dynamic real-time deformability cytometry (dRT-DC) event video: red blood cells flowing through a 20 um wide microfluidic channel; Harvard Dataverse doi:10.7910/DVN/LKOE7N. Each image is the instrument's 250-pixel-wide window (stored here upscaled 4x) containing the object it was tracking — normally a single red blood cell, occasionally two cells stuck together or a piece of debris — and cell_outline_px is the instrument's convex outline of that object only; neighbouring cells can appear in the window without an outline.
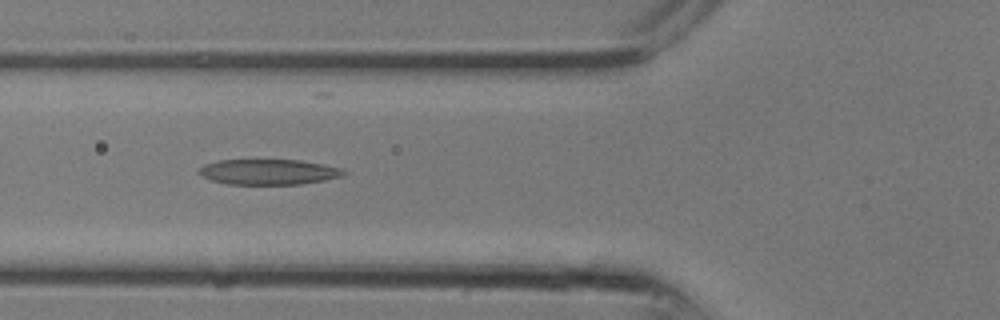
{"species": "common noctule bat (a hibernating species)", "species_latin": "Nyctalus noctula", "temperature_condition": "room temperature", "stored_images_in_passage": 5, "camera_frame_rate_fps": 3000, "um_per_image_px": 0.085, "animal": {"sex": "male", "body_mass_g": 13.3}, "frame": {"image": 1, "passage_image": 2, "time_ms": 0.333, "image_size_px": [1000, 320], "cell_outline_px": [[348, 172], [344, 176], [324, 180], [300, 184], [228, 184], [212, 180], [196, 172], [204, 164], [220, 160], [300, 160], [324, 164], [340, 168]], "centroid_in_image_um": [22.86, 14.61], "position_along_channel_um": 102.9, "area_um2": 21.39}}
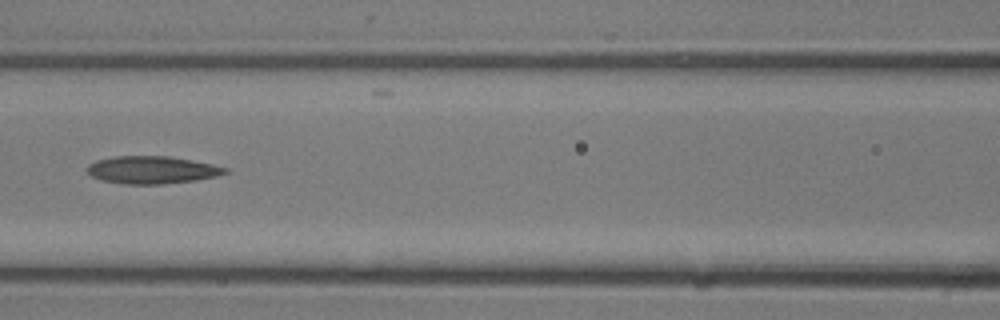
{"frame": {"image": 2, "passage_image": 4, "time_ms": 1.0, "image_size_px": [1000, 320], "cell_outline_px": [[228, 172], [216, 176], [196, 180], [164, 184], [124, 184], [100, 180], [92, 176], [84, 168], [88, 164], [96, 160], [112, 156], [168, 156], [212, 164], [228, 168]], "centroid_in_image_um": [12.87, 14.44], "position_along_channel_um": 153.7, "area_um2": 22.25}}